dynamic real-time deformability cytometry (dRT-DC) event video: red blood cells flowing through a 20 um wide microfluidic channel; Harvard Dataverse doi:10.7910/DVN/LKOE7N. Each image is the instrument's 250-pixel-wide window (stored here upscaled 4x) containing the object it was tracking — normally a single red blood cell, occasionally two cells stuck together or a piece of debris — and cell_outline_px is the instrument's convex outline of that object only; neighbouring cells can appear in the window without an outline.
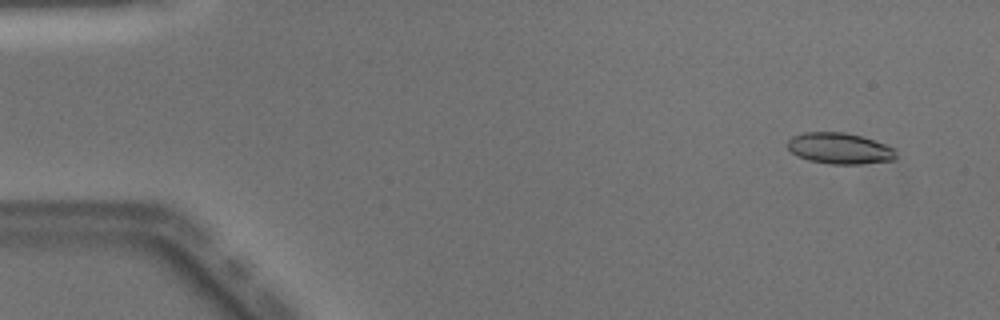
{"species": "Egyptian fruit bat (a non-hibernating species)", "species_latin": "Rousettus aegyptiacus", "temperature_condition": "warm", "stored_images_in_passage": 48, "camera_frame_rate_fps": 3000, "um_per_image_px": 0.085, "animal": {"sex": "male"}, "frame": {"image": 1, "passage_image": 2, "time_ms": 0.333, "image_size_px": [1000, 320], "cell_outline_px": [[896, 160], [860, 164], [832, 164], [808, 160], [796, 156], [788, 148], [788, 140], [792, 136], [804, 132], [844, 132], [860, 136], [896, 148]], "centroid_in_image_um": [71.37, 12.62], "position_along_channel_um": 13.6, "area_um2": 19.71}}
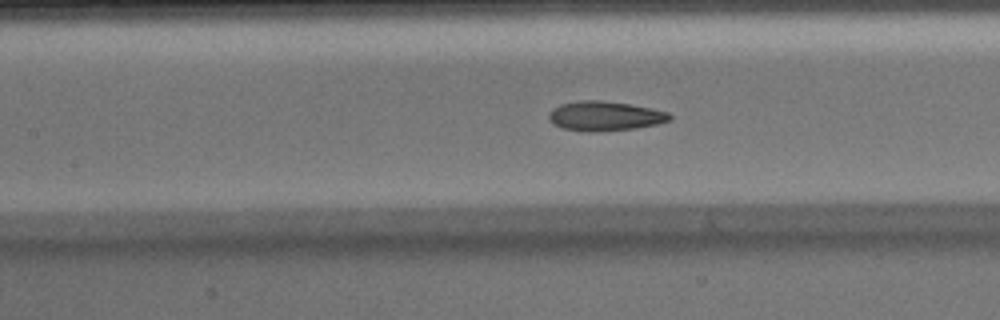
{"frame": {"image": 2, "passage_image": 21, "time_ms": 6.667, "image_size_px": [1000, 320], "cell_outline_px": [[672, 120], [660, 124], [636, 128], [596, 132], [588, 132], [564, 128], [552, 124], [548, 116], [548, 112], [552, 108], [560, 104], [580, 100], [600, 100], [628, 104], [652, 108], [668, 112], [672, 116]], "centroid_in_image_um": [51.42, 9.86], "position_along_channel_um": 156.0, "area_um2": 21.04}}
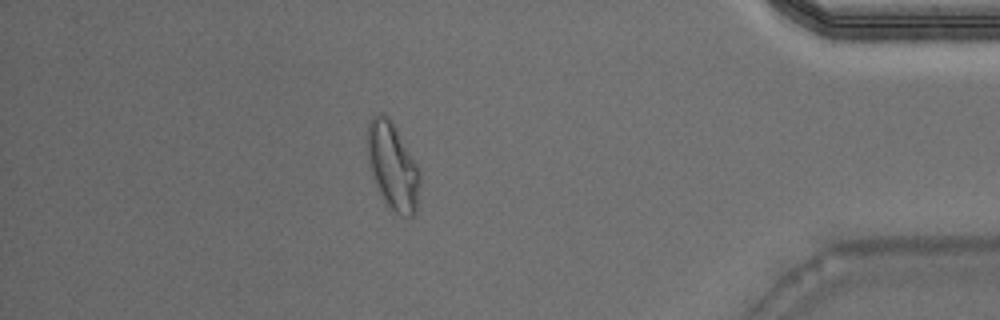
{"frame": {"image": 3, "passage_image": 42, "time_ms": 13.667, "image_size_px": [1000, 320], "cell_outline_px": [[420, 180], [416, 212], [412, 216], [400, 216], [384, 204], [368, 164], [368, 120], [372, 116], [380, 112], [384, 112], [388, 116], [416, 164], [420, 172]], "centroid_in_image_um": [33.36, 14.16], "position_along_channel_um": 401.8, "area_um2": 26.41}, "authors_computed_cell_mechanics": {"area_um2": 20.6635, "velocity_mm_per_s": 4.0746, "shape_relaxation_time_tau1_ms": 7.2761, "shape_relaxation_time_tau2_ms": 1.8503, "deformation_change_tau1": 0.2074, "deformation_change_tau2": 0.0922}}